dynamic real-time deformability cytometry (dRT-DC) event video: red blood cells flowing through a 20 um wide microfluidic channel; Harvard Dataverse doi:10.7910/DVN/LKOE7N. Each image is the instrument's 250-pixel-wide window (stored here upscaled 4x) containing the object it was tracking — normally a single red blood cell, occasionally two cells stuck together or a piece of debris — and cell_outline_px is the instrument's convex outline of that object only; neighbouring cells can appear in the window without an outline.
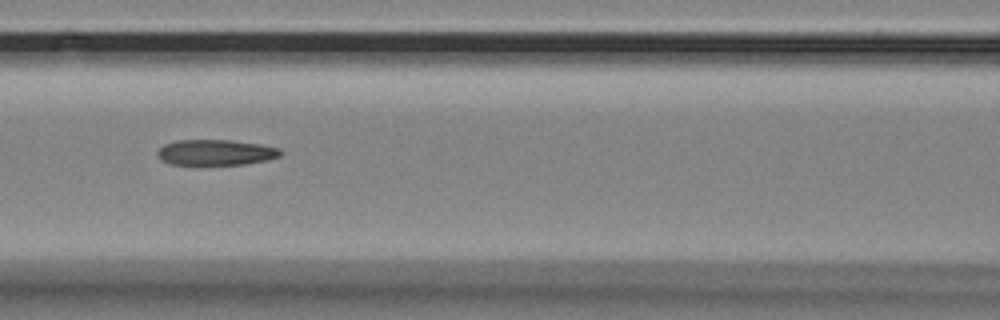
{"species": "Egyptian fruit bat (a non-hibernating species)", "species_latin": "Rousettus aegyptiacus", "temperature_condition": "room temperature", "stored_images_in_passage": 6, "segment_of_instrument_passage": [1, 2], "camera_frame_rate_fps": 3000, "um_per_image_px": 0.085, "animal": {"sex": "female"}, "frame": {"image": 1, "passage_image": 4, "time_ms": 1.0, "image_size_px": [1000, 320], "cell_outline_px": [[284, 152], [280, 156], [268, 160], [244, 164], [172, 164], [164, 160], [156, 152], [164, 144], [176, 140], [232, 140], [260, 144], [280, 148]], "centroid_in_image_um": [18.4, 12.94], "position_along_channel_um": 148.2, "area_um2": 18.26}}
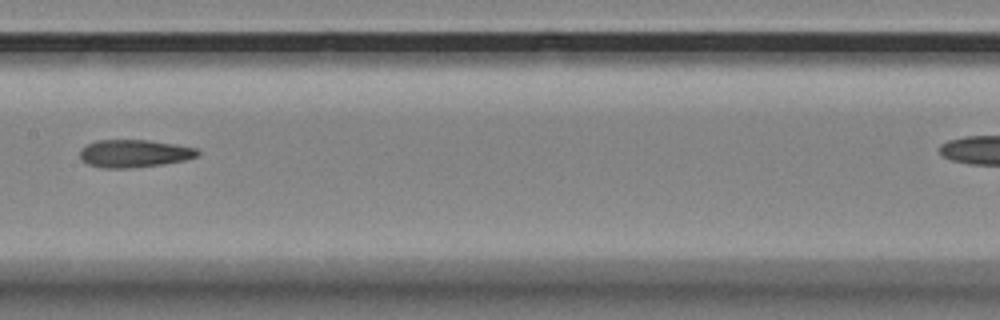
{"frame": {"image": 2, "passage_image": 5, "time_ms": 1.333, "image_size_px": [1000, 320], "cell_outline_px": [[200, 152], [196, 156], [184, 160], [164, 164], [132, 168], [104, 168], [88, 164], [80, 160], [80, 148], [96, 140], [148, 140], [176, 144], [196, 148]], "centroid_in_image_um": [11.38, 13.04], "position_along_channel_um": 196.0, "area_um2": 19.07}}